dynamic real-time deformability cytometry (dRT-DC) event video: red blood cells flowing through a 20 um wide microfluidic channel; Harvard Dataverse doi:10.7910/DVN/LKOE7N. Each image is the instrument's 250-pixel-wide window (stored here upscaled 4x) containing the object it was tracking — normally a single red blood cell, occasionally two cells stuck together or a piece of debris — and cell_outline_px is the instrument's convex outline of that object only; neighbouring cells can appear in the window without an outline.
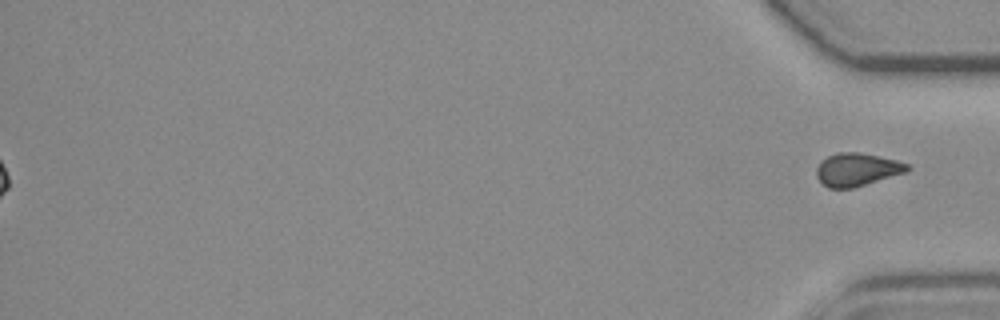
{"species": "common noctule bat (a hibernating species)", "species_latin": "Nyctalus noctula", "temperature_condition": "room temperature", "stored_images_in_passage": 59, "segment_of_instrument_passage": [2, 2], "camera_frame_rate_fps": 3000, "um_per_image_px": 0.085, "animal": {"sex": "female", "body_mass_g": 19.3, "forearm_length_mm": 54.1}, "frame": {"image": 1, "passage_image": 59, "time_ms": 19.333, "image_size_px": [1000, 320], "cell_outline_px": [[908, 168], [904, 172], [852, 188], [828, 188], [816, 176], [816, 168], [828, 156], [840, 152], [860, 152], [896, 160], [908, 164]], "centroid_in_image_um": [72.81, 14.4], "position_along_channel_um": 362.4, "area_um2": 16.94}}